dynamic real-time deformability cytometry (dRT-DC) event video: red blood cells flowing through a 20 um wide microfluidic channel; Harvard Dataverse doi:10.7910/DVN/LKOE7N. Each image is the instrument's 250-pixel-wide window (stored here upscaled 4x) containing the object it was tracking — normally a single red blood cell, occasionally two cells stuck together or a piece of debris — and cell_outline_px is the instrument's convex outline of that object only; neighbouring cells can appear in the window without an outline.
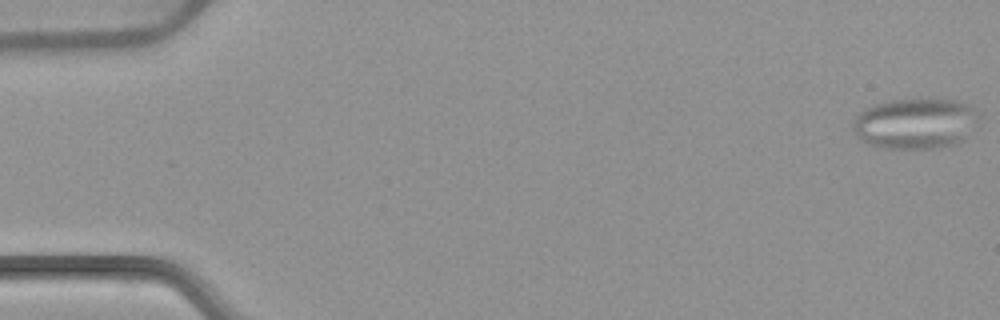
{"species": "common noctule bat (a hibernating species)", "species_latin": "Nyctalus noctula", "temperature_condition": "warm", "stored_images_in_passage": 53, "camera_frame_rate_fps": 3000, "um_per_image_px": 0.085, "animal": {"sex": "female", "body_mass_g": 22.7, "forearm_length_mm": 54.2}, "frame": {"image": 1, "passage_image": 1, "time_ms": 0.0, "image_size_px": [1000, 320], "cell_outline_px": [[972, 112], [964, 140], [952, 144], [932, 148], [884, 148], [868, 144], [860, 140], [856, 136], [852, 128], [852, 124], [856, 116], [864, 108], [872, 104], [892, 100], [956, 100], [968, 104]], "centroid_in_image_um": [77.6, 10.51], "position_along_channel_um": 7.4, "area_um2": 35.89}}
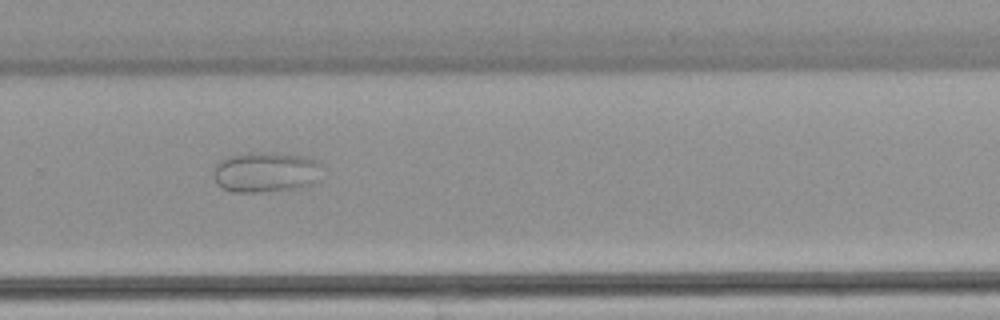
{"frame": {"image": 2, "passage_image": 36, "time_ms": 11.667, "image_size_px": [1000, 320], "cell_outline_px": [[320, 164], [312, 184], [300, 188], [256, 192], [236, 192], [224, 188], [216, 184], [212, 172], [216, 164], [220, 160], [228, 156], [244, 152], [276, 152], [304, 156], [316, 160]], "centroid_in_image_um": [22.5, 14.6], "position_along_channel_um": 307.3, "area_um2": 25.55}}
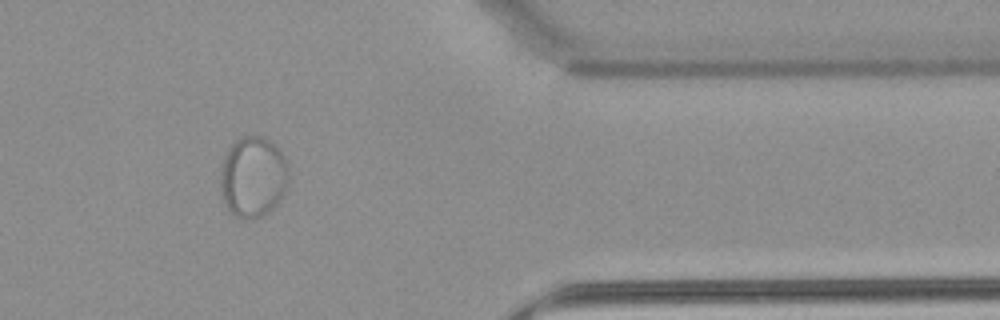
{"frame": {"image": 3, "passage_image": 44, "time_ms": 14.333, "image_size_px": [1000, 320], "cell_outline_px": [[288, 184], [284, 196], [268, 212], [260, 216], [248, 220], [240, 220], [224, 204], [220, 188], [220, 168], [224, 156], [228, 148], [240, 136], [264, 136], [276, 144], [280, 148], [288, 164]], "centroid_in_image_um": [21.51, 15.02], "position_along_channel_um": 389.9, "area_um2": 32.89}}